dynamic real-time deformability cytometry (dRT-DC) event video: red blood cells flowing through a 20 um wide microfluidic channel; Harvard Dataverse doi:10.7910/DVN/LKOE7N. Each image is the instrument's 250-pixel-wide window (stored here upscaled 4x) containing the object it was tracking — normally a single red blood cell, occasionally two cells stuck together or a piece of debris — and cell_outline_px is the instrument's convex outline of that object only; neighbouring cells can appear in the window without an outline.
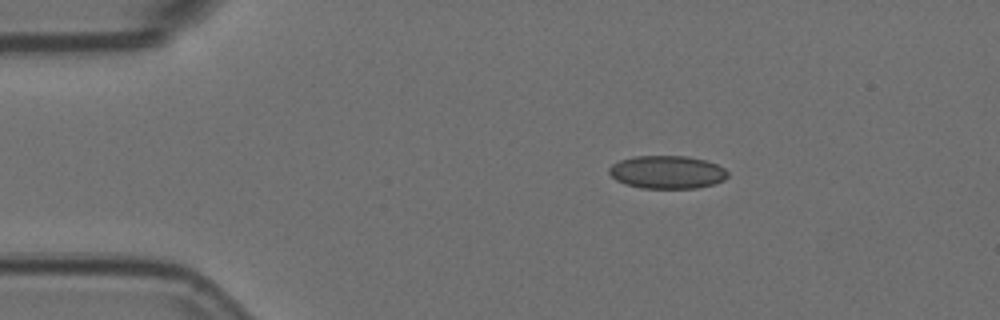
{"species": "Egyptian fruit bat (a non-hibernating species)", "species_latin": "Rousettus aegyptiacus", "temperature_condition": "room temperature", "stored_images_in_passage": 2, "camera_frame_rate_fps": 3000, "um_per_image_px": 0.085, "animal": {"sex": "female"}, "frame": {"image": 1, "passage_image": 2, "time_ms": 0.333, "image_size_px": [1000, 320], "cell_outline_px": [[728, 176], [724, 180], [712, 184], [696, 188], [640, 188], [624, 184], [616, 180], [608, 172], [608, 168], [612, 164], [620, 160], [636, 156], [684, 156], [704, 160], [716, 164], [724, 168], [728, 172]], "centroid_in_image_um": [56.68, 14.63], "position_along_channel_um": 28.3, "area_um2": 22.77}}